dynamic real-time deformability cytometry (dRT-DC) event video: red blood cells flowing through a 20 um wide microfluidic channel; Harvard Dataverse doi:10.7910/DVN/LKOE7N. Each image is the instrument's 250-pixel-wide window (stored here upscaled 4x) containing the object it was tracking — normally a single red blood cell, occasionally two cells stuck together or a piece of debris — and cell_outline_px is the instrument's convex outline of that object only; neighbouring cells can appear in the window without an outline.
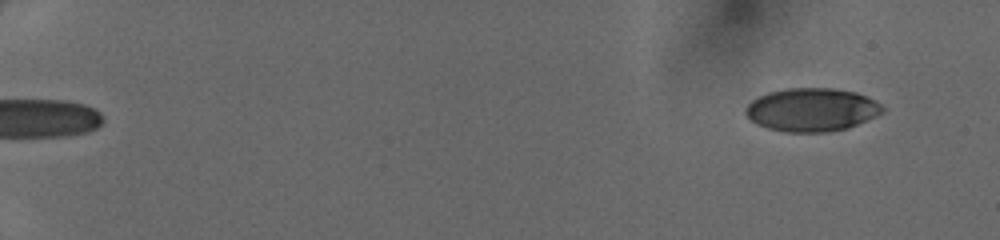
{"species": "human", "species_latin": "Homo sapiens", "temperature_condition": "cold", "stored_images_in_passage": 31, "camera_frame_rate_fps": 3000, "um_per_image_px": 0.085, "donor": {"sex": "female"}, "frame": {"image": 1, "passage_image": 1, "time_ms": 0.0, "image_size_px": [1000, 240], "cell_outline_px": [[884, 112], [876, 116], [848, 128], [828, 132], [784, 132], [768, 128], [756, 124], [744, 112], [744, 108], [752, 100], [768, 92], [788, 88], [836, 88], [856, 92], [876, 100], [884, 108]], "centroid_in_image_um": [69.01, 9.32], "position_along_channel_um": 16.0, "area_um2": 34.68}}
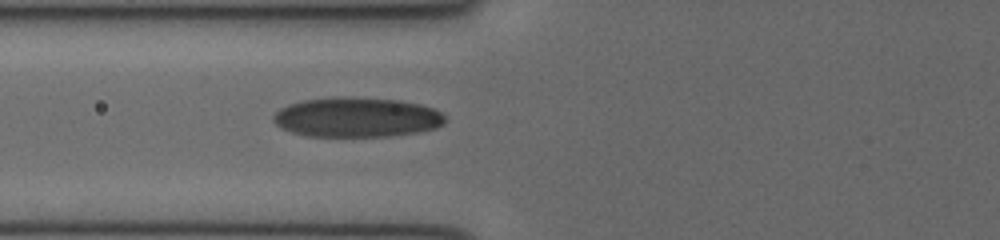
{"frame": {"image": 2, "passage_image": 18, "time_ms": 5.667, "image_size_px": [1000, 240], "cell_outline_px": [[444, 124], [436, 128], [420, 132], [388, 136], [308, 136], [292, 132], [280, 128], [272, 120], [272, 116], [280, 108], [288, 104], [304, 100], [400, 100], [420, 104], [432, 108], [440, 112], [444, 116]], "centroid_in_image_um": [30.33, 10.02], "position_along_channel_um": 95.5, "area_um2": 38.49}}
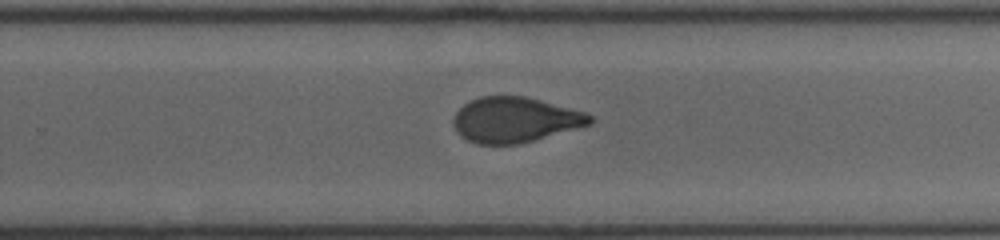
{"frame": {"image": 3, "passage_image": 31, "time_ms": 10.0, "image_size_px": [1000, 240], "cell_outline_px": [[592, 124], [520, 144], [476, 144], [460, 136], [456, 132], [452, 124], [452, 120], [456, 112], [464, 104], [480, 96], [524, 96], [584, 112], [592, 116]], "centroid_in_image_um": [43.73, 10.19], "position_along_channel_um": 286.1, "area_um2": 35.89}}